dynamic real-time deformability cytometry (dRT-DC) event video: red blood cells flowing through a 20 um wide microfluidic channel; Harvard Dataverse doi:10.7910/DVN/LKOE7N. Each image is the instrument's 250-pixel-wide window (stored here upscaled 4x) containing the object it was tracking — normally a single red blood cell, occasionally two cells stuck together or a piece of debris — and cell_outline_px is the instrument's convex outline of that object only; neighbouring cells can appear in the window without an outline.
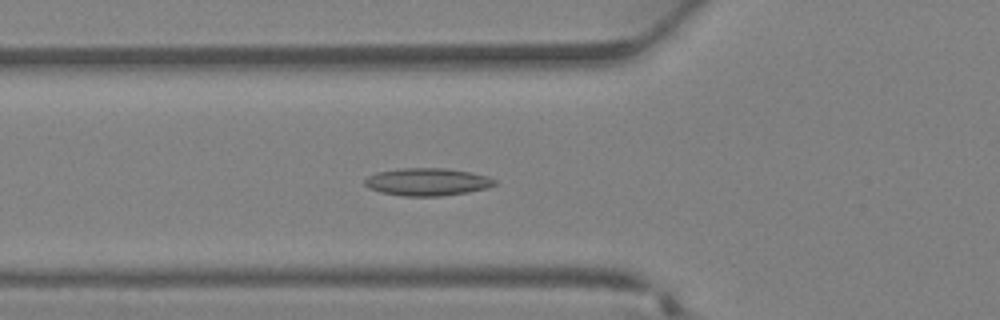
{"species": "Egyptian fruit bat (a non-hibernating species)", "species_latin": "Rousettus aegyptiacus", "temperature_condition": "warm", "stored_images_in_passage": 38, "camera_frame_rate_fps": 3000, "um_per_image_px": 0.085, "animal": {"sex": "female"}, "frame": {"image": 1, "passage_image": 14, "time_ms": 4.333, "image_size_px": [1000, 320], "cell_outline_px": [[496, 184], [488, 188], [468, 192], [440, 196], [400, 196], [380, 192], [368, 188], [364, 184], [364, 180], [368, 176], [376, 172], [404, 168], [444, 168], [472, 172], [488, 176], [496, 180]], "centroid_in_image_um": [36.32, 15.46], "position_along_channel_um": 89.5, "area_um2": 21.04}}
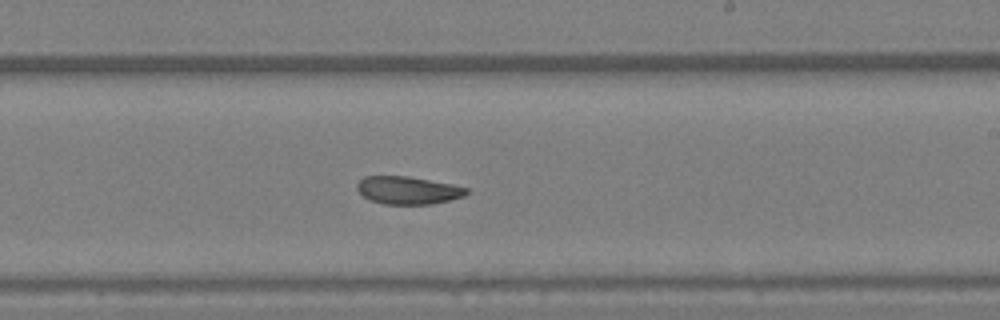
{"frame": {"image": 2, "passage_image": 23, "time_ms": 7.333, "image_size_px": [1000, 320], "cell_outline_px": [[468, 192], [464, 196], [432, 204], [384, 204], [372, 200], [364, 196], [356, 188], [356, 184], [364, 176], [408, 176], [452, 184], [468, 188]], "centroid_in_image_um": [34.67, 16.16], "position_along_channel_um": 254.3, "area_um2": 17.57}}
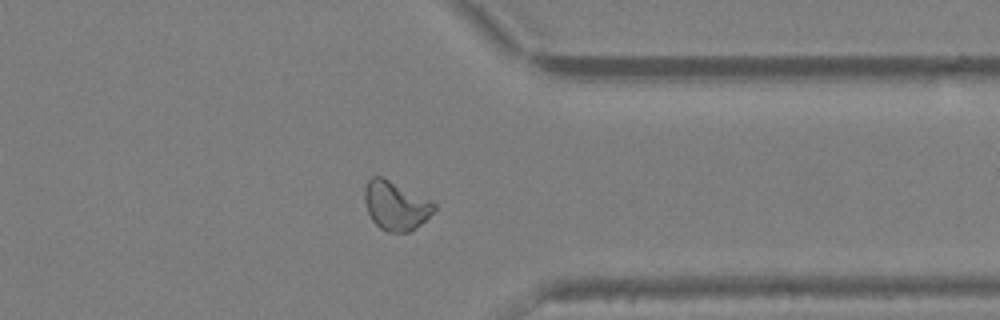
{"frame": {"image": 3, "passage_image": 30, "time_ms": 9.667, "image_size_px": [1000, 320], "cell_outline_px": [[436, 208], [416, 228], [408, 232], [388, 232], [380, 228], [372, 220], [368, 212], [364, 200], [364, 188], [368, 180], [372, 176], [380, 176], [432, 200], [436, 204]], "centroid_in_image_um": [33.62, 17.47], "position_along_channel_um": 377.8, "area_um2": 19.65}}